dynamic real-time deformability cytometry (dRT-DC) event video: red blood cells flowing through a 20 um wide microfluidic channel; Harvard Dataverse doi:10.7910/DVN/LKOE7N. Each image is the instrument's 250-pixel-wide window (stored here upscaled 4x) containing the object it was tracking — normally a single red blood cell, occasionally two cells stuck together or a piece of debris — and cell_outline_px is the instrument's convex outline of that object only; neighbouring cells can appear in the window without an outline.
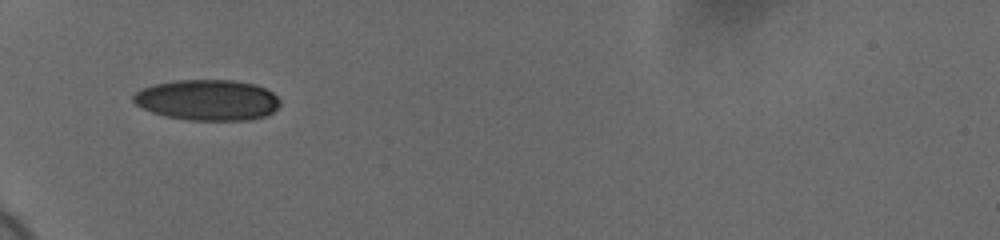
{"species": "human", "species_latin": "Homo sapiens", "temperature_condition": "cold", "stored_images_in_passage": 31, "camera_frame_rate_fps": 3000, "um_per_image_px": 0.085, "donor": {"sex": "female"}, "frame": {"image": 1, "passage_image": 1, "time_ms": 0.0, "image_size_px": [1000, 240], "cell_outline_px": [[280, 104], [268, 116], [248, 120], [188, 120], [164, 116], [152, 112], [136, 104], [132, 100], [132, 96], [136, 92], [152, 84], [176, 80], [232, 80], [256, 84], [272, 92], [280, 100]], "centroid_in_image_um": [17.64, 8.5], "position_along_channel_um": 67.4, "area_um2": 34.97}}
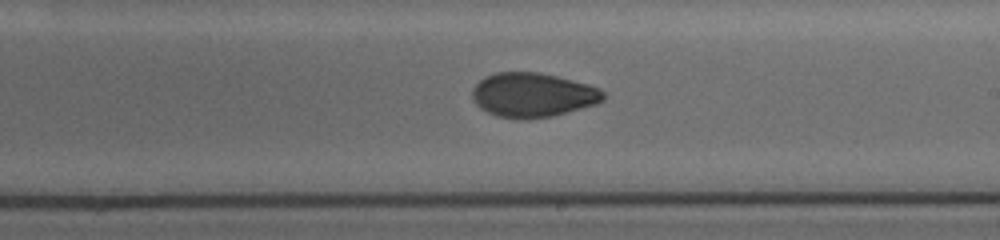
{"frame": {"image": 2, "passage_image": 16, "time_ms": 5.0, "image_size_px": [1000, 240], "cell_outline_px": [[604, 100], [596, 104], [552, 116], [496, 116], [480, 108], [472, 100], [472, 88], [484, 76], [496, 72], [540, 72], [588, 84], [600, 88], [604, 92]], "centroid_in_image_um": [45.28, 8.03], "position_along_channel_um": 243.7, "area_um2": 33.23}}
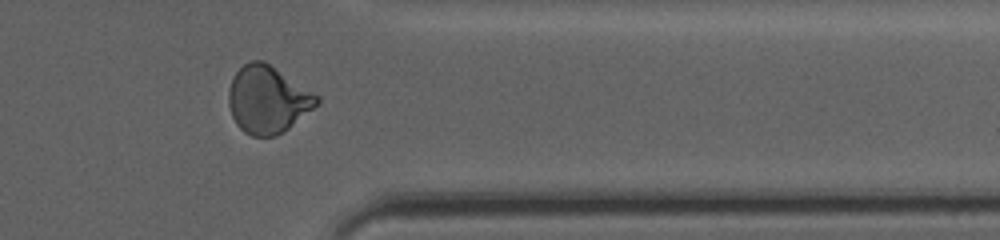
{"frame": {"image": 3, "passage_image": 28, "time_ms": 9.0, "image_size_px": [1000, 240], "cell_outline_px": [[320, 100], [312, 108], [284, 132], [276, 136], [252, 136], [244, 132], [236, 124], [232, 116], [228, 104], [228, 92], [232, 80], [236, 72], [248, 60], [264, 60], [320, 96]], "centroid_in_image_um": [22.73, 8.45], "position_along_channel_um": 388.7, "area_um2": 34.51}, "authors_computed_cell_mechanics": {"area_um2": 33.8708, "velocity_mm_per_s": 3.6966, "shape_relaxation_time_tau1_ms": 7.4446, "shape_relaxation_time_tau2_ms": 1.6934, "deformation_change_tau1": 0.1675, "deformation_change_tau2": 0.0542}}